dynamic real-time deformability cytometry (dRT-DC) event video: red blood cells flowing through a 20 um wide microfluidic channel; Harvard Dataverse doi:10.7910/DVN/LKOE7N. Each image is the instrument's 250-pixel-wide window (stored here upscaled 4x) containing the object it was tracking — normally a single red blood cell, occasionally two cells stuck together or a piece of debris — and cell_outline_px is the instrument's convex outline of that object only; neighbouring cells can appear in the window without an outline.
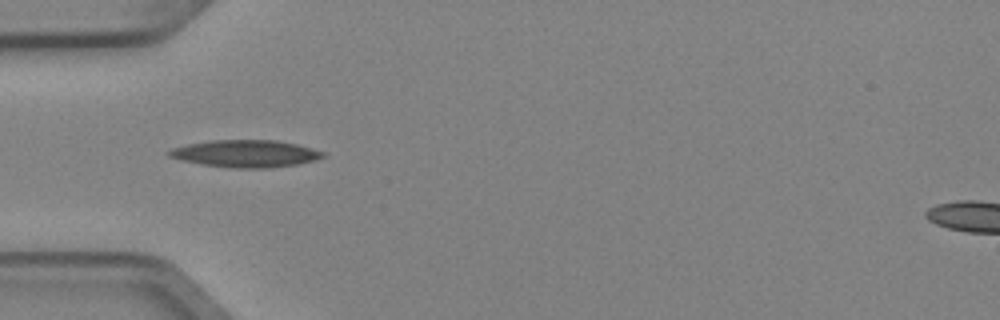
{"species": "Egyptian fruit bat (a non-hibernating species)", "species_latin": "Rousettus aegyptiacus", "temperature_condition": "cold", "stored_images_in_passage": 5, "camera_frame_rate_fps": 3000, "um_per_image_px": 0.085, "animal": {"sex": "female"}, "frame": {"image": 1, "passage_image": 4, "time_ms": 1.0, "image_size_px": [1000, 320], "cell_outline_px": [[324, 156], [316, 160], [300, 164], [268, 168], [232, 168], [204, 164], [184, 160], [168, 156], [164, 152], [172, 148], [188, 144], [208, 140], [276, 140], [296, 144], [312, 148], [324, 152]], "centroid_in_image_um": [20.88, 13.05], "position_along_channel_um": 64.1, "area_um2": 24.39}}
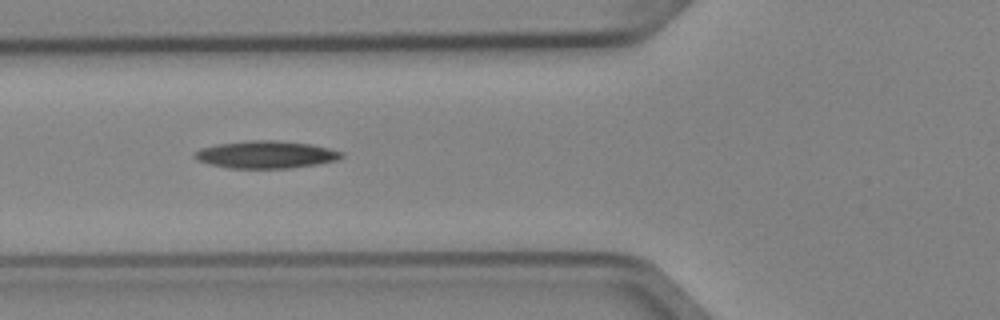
{"frame": {"image": 2, "passage_image": 5, "time_ms": 1.333, "image_size_px": [1000, 320], "cell_outline_px": [[344, 156], [336, 160], [316, 164], [292, 168], [228, 168], [208, 164], [196, 160], [192, 156], [200, 148], [220, 144], [248, 140], [276, 140], [312, 144], [344, 152]], "centroid_in_image_um": [22.6, 13.14], "position_along_channel_um": 103.2, "area_um2": 23.52}}